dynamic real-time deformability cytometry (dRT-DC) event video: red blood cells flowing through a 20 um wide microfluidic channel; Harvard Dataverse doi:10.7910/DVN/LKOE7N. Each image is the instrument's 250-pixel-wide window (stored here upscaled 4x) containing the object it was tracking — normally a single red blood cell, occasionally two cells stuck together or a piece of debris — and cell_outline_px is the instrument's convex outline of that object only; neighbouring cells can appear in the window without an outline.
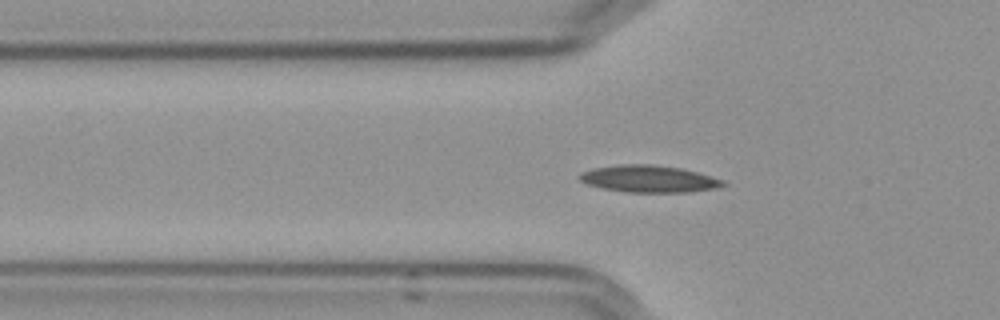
{"species": "Egyptian fruit bat (a non-hibernating species)", "species_latin": "Rousettus aegyptiacus", "temperature_condition": "cold", "stored_images_in_passage": 53, "camera_frame_rate_fps": 3000, "um_per_image_px": 0.085, "frame": {"image": 1, "passage_image": 20, "time_ms": 6.333, "image_size_px": [1000, 320], "cell_outline_px": [[724, 184], [712, 188], [688, 192], [624, 192], [600, 188], [588, 184], [580, 180], [580, 172], [592, 168], [620, 164], [648, 164], [680, 168], [696, 172], [724, 180]], "centroid_in_image_um": [55.08, 15.2], "position_along_channel_um": 70.7, "area_um2": 22.31}}
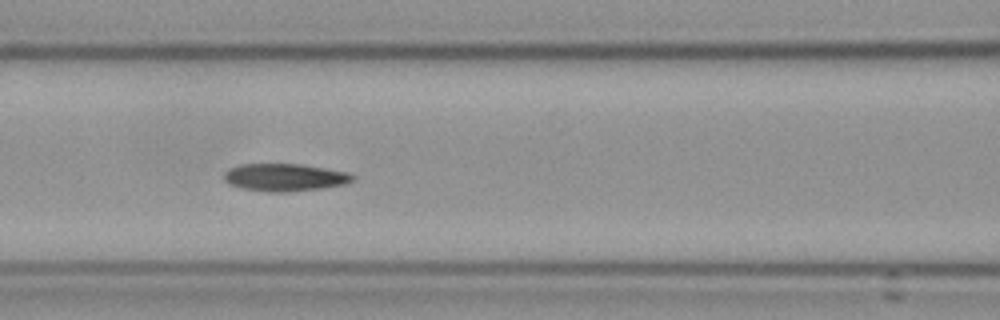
{"frame": {"image": 2, "passage_image": 26, "time_ms": 8.333, "image_size_px": [1000, 320], "cell_outline_px": [[356, 176], [352, 180], [344, 184], [324, 188], [288, 192], [268, 192], [240, 188], [228, 184], [224, 180], [224, 172], [228, 168], [240, 164], [300, 164], [348, 172]], "centroid_in_image_um": [24.16, 15.08], "position_along_channel_um": 142.4, "area_um2": 20.81}}
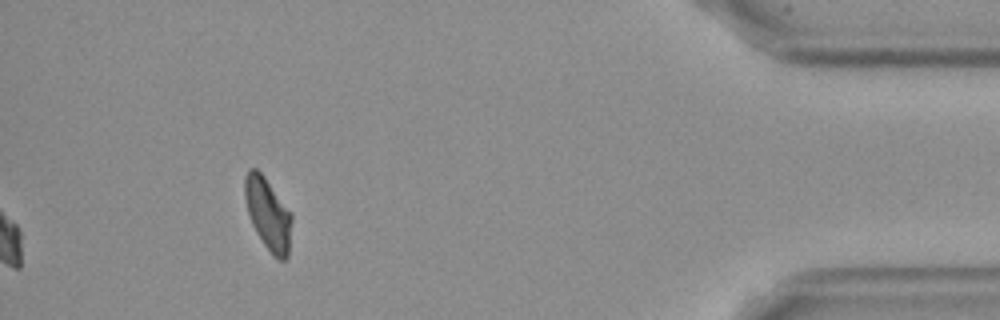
{"frame": {"image": 3, "passage_image": 53, "time_ms": 17.333, "image_size_px": [1000, 320], "cell_outline_px": [[292, 220], [288, 256], [284, 260], [280, 260], [264, 244], [256, 232], [252, 224], [248, 212], [244, 196], [244, 176], [248, 168], [256, 168], [264, 176], [292, 212]], "centroid_in_image_um": [22.78, 18.13], "position_along_channel_um": 412.4, "area_um2": 19.65}, "authors_computed_cell_mechanics": {"area_um2": 20.1144, "velocity_mm_per_s": 3.5921, "shape_relaxation_time_tau1_ms": 6.0652, "shape_relaxation_time_tau2_ms": 4.3588, "deformation_change_tau1": 0.1637, "deformation_change_tau2": 0.1069}}